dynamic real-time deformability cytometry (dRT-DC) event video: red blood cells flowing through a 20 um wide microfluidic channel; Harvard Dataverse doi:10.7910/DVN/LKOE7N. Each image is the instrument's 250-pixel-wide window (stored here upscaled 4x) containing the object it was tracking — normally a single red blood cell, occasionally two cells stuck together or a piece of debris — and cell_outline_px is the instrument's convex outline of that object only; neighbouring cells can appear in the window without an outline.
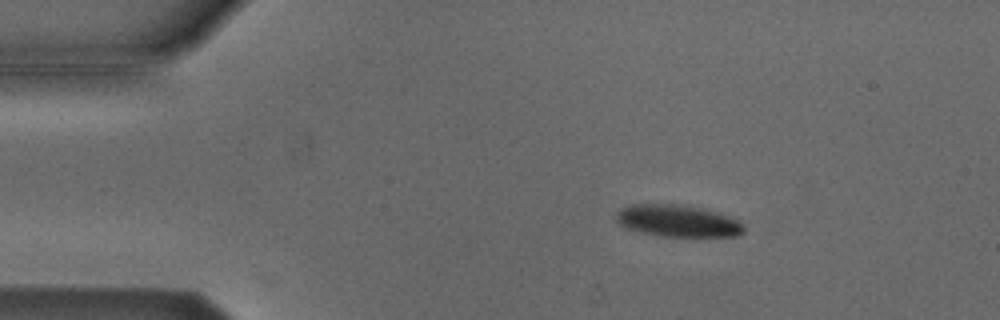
{"species": "Egyptian fruit bat (a non-hibernating species)", "species_latin": "Rousettus aegyptiacus", "temperature_condition": "cold", "stored_images_in_passage": 24, "camera_frame_rate_fps": 3000, "um_per_image_px": 0.085, "animal": {"sex": "male"}, "frame": {"image": 1, "passage_image": 1, "time_ms": 0.0, "image_size_px": [1000, 320], "cell_outline_px": [[744, 232], [736, 236], [660, 236], [640, 232], [624, 228], [616, 220], [616, 212], [620, 208], [632, 204], [680, 204], [716, 212], [728, 216], [736, 220], [744, 228]], "centroid_in_image_um": [57.53, 18.77], "position_along_channel_um": 27.5, "area_um2": 23.58}}
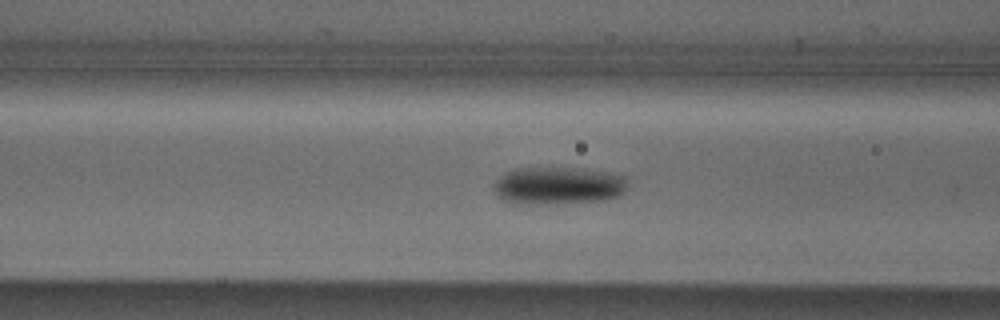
{"frame": {"image": 2, "passage_image": 13, "time_ms": 4.0, "image_size_px": [1000, 320], "cell_outline_px": [[628, 184], [624, 192], [616, 196], [604, 200], [544, 204], [516, 204], [504, 200], [496, 196], [496, 180], [500, 176], [516, 168], [580, 168], [604, 172], [624, 176]], "centroid_in_image_um": [47.44, 15.78], "position_along_channel_um": 119.2, "area_um2": 29.07}}
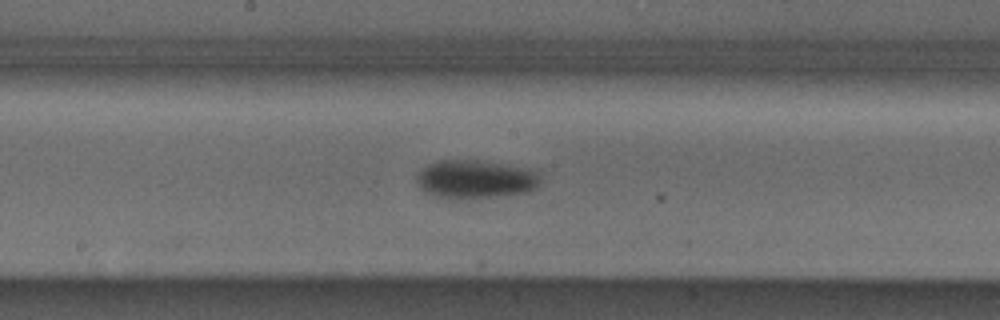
{"frame": {"image": 3, "passage_image": 20, "time_ms": 6.333, "image_size_px": [1000, 320], "cell_outline_px": [[540, 184], [536, 188], [528, 192], [464, 200], [452, 200], [436, 196], [424, 192], [420, 188], [416, 180], [416, 176], [428, 164], [436, 160], [476, 160], [536, 168], [540, 172]], "centroid_in_image_um": [40.45, 15.24], "position_along_channel_um": 207.7, "area_um2": 28.5}}